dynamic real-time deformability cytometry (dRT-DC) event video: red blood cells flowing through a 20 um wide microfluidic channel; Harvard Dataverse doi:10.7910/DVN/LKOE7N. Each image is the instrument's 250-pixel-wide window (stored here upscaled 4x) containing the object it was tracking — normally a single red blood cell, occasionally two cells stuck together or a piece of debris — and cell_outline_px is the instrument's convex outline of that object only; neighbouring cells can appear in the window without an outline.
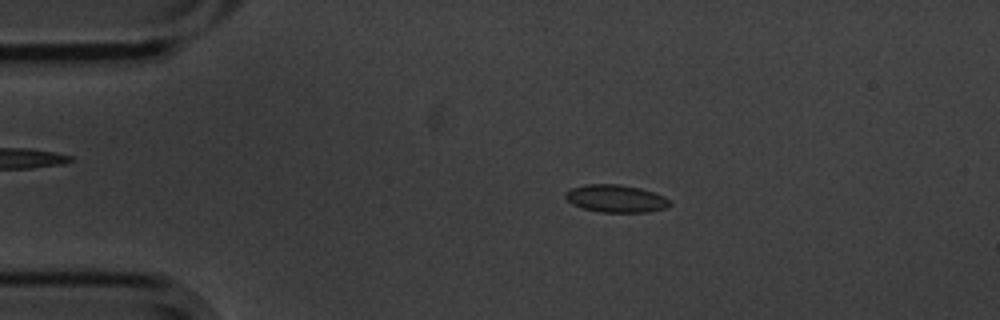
{"species": "common noctule bat (a hibernating species)", "species_latin": "Nyctalus noctula", "temperature_condition": "cold", "stored_images_in_passage": 5, "camera_frame_rate_fps": 3000, "um_per_image_px": 0.085, "animal": {"sex": "male", "body_mass_g": 20.1, "forearm_length_mm": 53.5}, "frame": {"image": 1, "passage_image": 3, "time_ms": 0.667, "image_size_px": [1000, 320], "cell_outline_px": [[672, 204], [668, 208], [648, 212], [600, 212], [580, 208], [572, 204], [564, 196], [564, 192], [568, 188], [584, 184], [620, 184], [640, 188], [664, 196]], "centroid_in_image_um": [52.31, 16.87], "position_along_channel_um": 32.7, "area_um2": 17.05}}
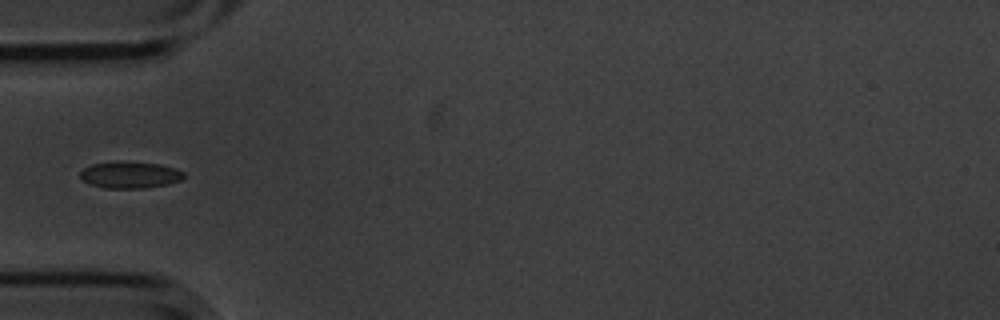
{"frame": {"image": 2, "passage_image": 5, "time_ms": 1.333, "image_size_px": [1000, 320], "cell_outline_px": [[184, 176], [180, 180], [168, 184], [144, 188], [104, 188], [92, 184], [84, 180], [80, 176], [80, 172], [84, 168], [92, 164], [116, 160], [120, 160], [160, 164], [176, 168], [184, 172]], "centroid_in_image_um": [11.06, 14.84], "position_along_channel_um": 73.9, "area_um2": 16.24}}